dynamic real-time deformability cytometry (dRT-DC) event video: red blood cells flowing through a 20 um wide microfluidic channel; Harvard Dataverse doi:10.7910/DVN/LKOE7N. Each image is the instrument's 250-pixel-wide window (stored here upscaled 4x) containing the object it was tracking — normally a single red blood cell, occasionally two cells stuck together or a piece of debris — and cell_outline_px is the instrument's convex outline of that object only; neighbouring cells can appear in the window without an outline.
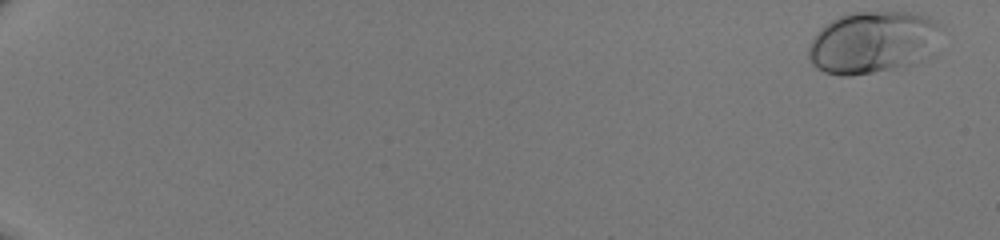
{"species": "human", "species_latin": "Homo sapiens", "temperature_condition": "room temperature", "stored_images_in_passage": 50, "camera_frame_rate_fps": 3000, "um_per_image_px": 0.085, "donor": {"sex": "male"}, "frame": {"image": 1, "passage_image": 1, "time_ms": 0.0, "image_size_px": [1000, 240], "cell_outline_px": [[944, 24], [920, 60], [916, 64], [904, 68], [852, 76], [840, 76], [824, 72], [816, 68], [812, 64], [808, 56], [808, 44], [816, 32], [824, 24], [840, 16], [852, 12], [916, 12], [928, 16]], "centroid_in_image_um": [74.12, 3.6], "position_along_channel_um": 10.9, "area_um2": 48.26}}
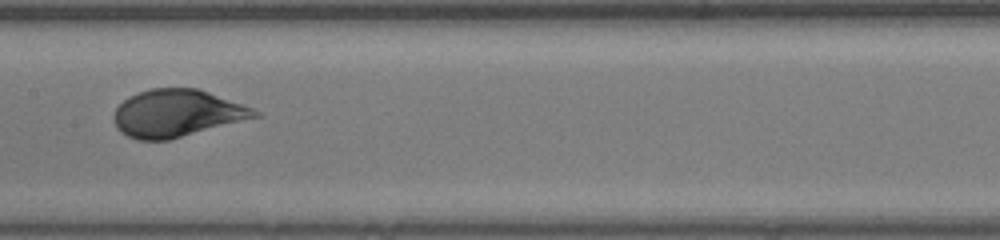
{"frame": {"image": 2, "passage_image": 29, "time_ms": 9.333, "image_size_px": [1000, 240], "cell_outline_px": [[264, 116], [168, 140], [136, 140], [120, 132], [116, 128], [112, 116], [116, 108], [124, 100], [140, 92], [152, 88], [196, 88], [208, 92], [252, 108], [260, 112]], "centroid_in_image_um": [15.04, 9.65], "position_along_channel_um": 192.4, "area_um2": 38.78}}
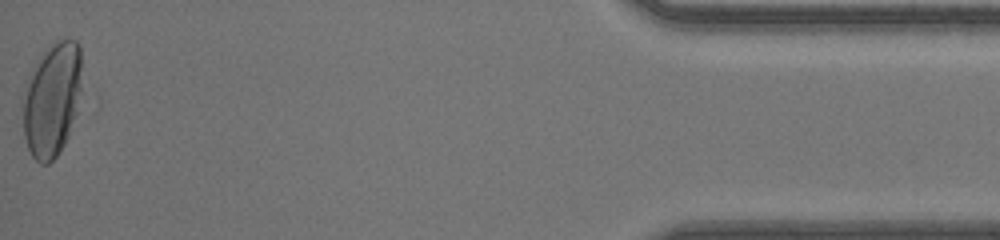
{"frame": {"image": 3, "passage_image": 50, "time_ms": 16.333, "image_size_px": [1000, 240], "cell_outline_px": [[80, 112], [64, 144], [56, 156], [48, 164], [40, 164], [32, 156], [28, 148], [24, 136], [20, 100], [20, 96], [32, 68], [40, 56], [52, 40], [76, 40], [80, 44]], "centroid_in_image_um": [4.39, 8.46], "position_along_channel_um": 430.8, "area_um2": 40.34}}